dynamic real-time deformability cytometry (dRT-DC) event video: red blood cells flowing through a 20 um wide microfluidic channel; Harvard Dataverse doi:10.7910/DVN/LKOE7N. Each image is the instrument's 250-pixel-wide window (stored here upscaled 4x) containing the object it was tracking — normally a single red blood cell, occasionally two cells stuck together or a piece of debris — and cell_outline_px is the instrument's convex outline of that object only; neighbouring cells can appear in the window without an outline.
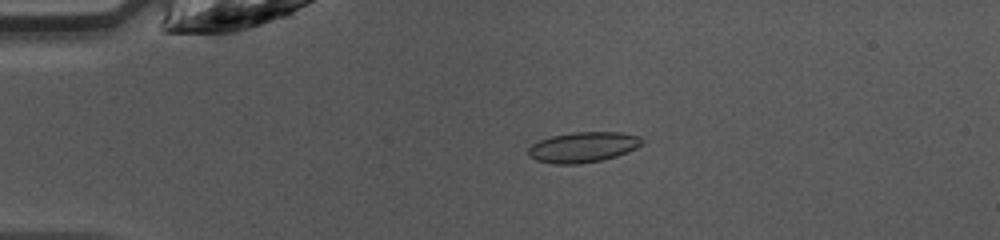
{"species": "common noctule bat (a hibernating species)", "species_latin": "Nyctalus noctula", "temperature_condition": "warm", "stored_images_in_passage": 42, "camera_frame_rate_fps": 3000, "um_per_image_px": 0.085, "animal": {"sex": "female", "body_mass_g": 10.0, "forearm_length_mm": 53.1}, "frame": {"image": 1, "passage_image": 6, "time_ms": 1.667, "image_size_px": [1000, 240], "cell_outline_px": [[644, 144], [636, 148], [616, 156], [604, 160], [580, 164], [552, 164], [536, 160], [528, 156], [528, 148], [532, 144], [540, 140], [552, 136], [572, 132], [620, 132], [640, 136], [644, 140]], "centroid_in_image_um": [49.57, 12.51], "position_along_channel_um": 35.4, "area_um2": 20.35}}
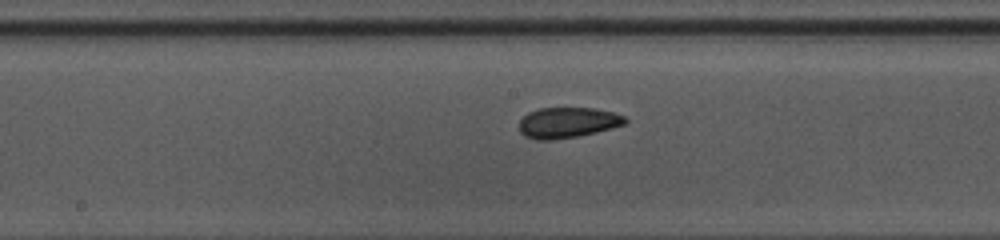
{"frame": {"image": 2, "passage_image": 20, "time_ms": 6.333, "image_size_px": [1000, 240], "cell_outline_px": [[628, 120], [624, 124], [612, 128], [580, 136], [552, 140], [536, 140], [524, 136], [520, 132], [520, 120], [528, 112], [540, 108], [596, 108], [612, 112], [624, 116]], "centroid_in_image_um": [48.24, 10.43], "position_along_channel_um": 200.0, "area_um2": 18.96}}
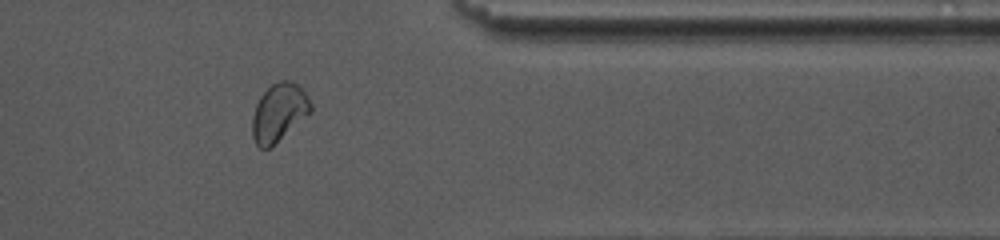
{"frame": {"image": 3, "passage_image": 34, "time_ms": 11.0, "image_size_px": [1000, 240], "cell_outline_px": [[312, 112], [268, 148], [260, 148], [256, 144], [252, 136], [252, 116], [256, 104], [260, 96], [272, 84], [280, 80], [292, 80], [308, 96], [312, 104]], "centroid_in_image_um": [23.7, 9.53], "position_along_channel_um": 387.7, "area_um2": 19.54}, "authors_computed_cell_mechanics": {"area_um2": 18.9584, "velocity_mm_per_s": 4.2631, "shape_relaxation_time_tau1_ms": null, "shape_relaxation_time_tau2_ms": 2.1345, "deformation_change_tau1": null, "deformation_change_tau2": 0.0639}}